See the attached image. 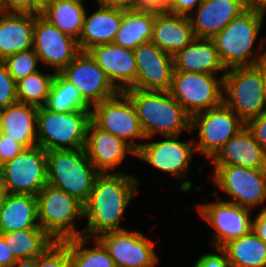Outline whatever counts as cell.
I'll use <instances>...</instances> for the list:
<instances>
[{
  "mask_svg": "<svg viewBox=\"0 0 266 267\" xmlns=\"http://www.w3.org/2000/svg\"><path fill=\"white\" fill-rule=\"evenodd\" d=\"M177 136H164L165 140L146 142L136 151V157L157 170L173 175L178 181L187 173L196 153L194 140L180 141Z\"/></svg>",
  "mask_w": 266,
  "mask_h": 267,
  "instance_id": "17",
  "label": "cell"
},
{
  "mask_svg": "<svg viewBox=\"0 0 266 267\" xmlns=\"http://www.w3.org/2000/svg\"><path fill=\"white\" fill-rule=\"evenodd\" d=\"M40 227L54 240L83 236L75 227L84 218L83 204L68 193L46 184L36 195Z\"/></svg>",
  "mask_w": 266,
  "mask_h": 267,
  "instance_id": "6",
  "label": "cell"
},
{
  "mask_svg": "<svg viewBox=\"0 0 266 267\" xmlns=\"http://www.w3.org/2000/svg\"><path fill=\"white\" fill-rule=\"evenodd\" d=\"M91 111L55 112L46 106L37 111V145L45 151L85 148Z\"/></svg>",
  "mask_w": 266,
  "mask_h": 267,
  "instance_id": "5",
  "label": "cell"
},
{
  "mask_svg": "<svg viewBox=\"0 0 266 267\" xmlns=\"http://www.w3.org/2000/svg\"><path fill=\"white\" fill-rule=\"evenodd\" d=\"M174 71L217 75L226 68L222 64L214 42L207 38H195L189 45L178 51L174 56Z\"/></svg>",
  "mask_w": 266,
  "mask_h": 267,
  "instance_id": "24",
  "label": "cell"
},
{
  "mask_svg": "<svg viewBox=\"0 0 266 267\" xmlns=\"http://www.w3.org/2000/svg\"><path fill=\"white\" fill-rule=\"evenodd\" d=\"M91 120L100 129L123 139L135 151L143 143L134 142V139L145 140L138 112L124 92H119L114 97L94 105L91 110Z\"/></svg>",
  "mask_w": 266,
  "mask_h": 267,
  "instance_id": "11",
  "label": "cell"
},
{
  "mask_svg": "<svg viewBox=\"0 0 266 267\" xmlns=\"http://www.w3.org/2000/svg\"><path fill=\"white\" fill-rule=\"evenodd\" d=\"M37 267H70L69 246L63 241H54L39 256Z\"/></svg>",
  "mask_w": 266,
  "mask_h": 267,
  "instance_id": "37",
  "label": "cell"
},
{
  "mask_svg": "<svg viewBox=\"0 0 266 267\" xmlns=\"http://www.w3.org/2000/svg\"><path fill=\"white\" fill-rule=\"evenodd\" d=\"M124 93L131 99L138 112L145 140L157 133L177 136L191 131V116L169 91L128 89Z\"/></svg>",
  "mask_w": 266,
  "mask_h": 267,
  "instance_id": "3",
  "label": "cell"
},
{
  "mask_svg": "<svg viewBox=\"0 0 266 267\" xmlns=\"http://www.w3.org/2000/svg\"><path fill=\"white\" fill-rule=\"evenodd\" d=\"M89 238L85 236L68 238L70 267H116L104 245L94 238V246L86 248Z\"/></svg>",
  "mask_w": 266,
  "mask_h": 267,
  "instance_id": "34",
  "label": "cell"
},
{
  "mask_svg": "<svg viewBox=\"0 0 266 267\" xmlns=\"http://www.w3.org/2000/svg\"><path fill=\"white\" fill-rule=\"evenodd\" d=\"M194 39L189 16L155 10L151 42L161 50L174 56Z\"/></svg>",
  "mask_w": 266,
  "mask_h": 267,
  "instance_id": "23",
  "label": "cell"
},
{
  "mask_svg": "<svg viewBox=\"0 0 266 267\" xmlns=\"http://www.w3.org/2000/svg\"><path fill=\"white\" fill-rule=\"evenodd\" d=\"M53 0H32V5L41 13Z\"/></svg>",
  "mask_w": 266,
  "mask_h": 267,
  "instance_id": "51",
  "label": "cell"
},
{
  "mask_svg": "<svg viewBox=\"0 0 266 267\" xmlns=\"http://www.w3.org/2000/svg\"><path fill=\"white\" fill-rule=\"evenodd\" d=\"M211 161L214 165L266 169V151L256 142L251 131L245 126L223 145Z\"/></svg>",
  "mask_w": 266,
  "mask_h": 267,
  "instance_id": "22",
  "label": "cell"
},
{
  "mask_svg": "<svg viewBox=\"0 0 266 267\" xmlns=\"http://www.w3.org/2000/svg\"><path fill=\"white\" fill-rule=\"evenodd\" d=\"M0 11L4 13L40 14L32 0H0Z\"/></svg>",
  "mask_w": 266,
  "mask_h": 267,
  "instance_id": "41",
  "label": "cell"
},
{
  "mask_svg": "<svg viewBox=\"0 0 266 267\" xmlns=\"http://www.w3.org/2000/svg\"><path fill=\"white\" fill-rule=\"evenodd\" d=\"M0 170L9 193L36 196L47 184V151L39 145L25 148Z\"/></svg>",
  "mask_w": 266,
  "mask_h": 267,
  "instance_id": "12",
  "label": "cell"
},
{
  "mask_svg": "<svg viewBox=\"0 0 266 267\" xmlns=\"http://www.w3.org/2000/svg\"><path fill=\"white\" fill-rule=\"evenodd\" d=\"M224 76L174 71L170 94L192 117L223 103Z\"/></svg>",
  "mask_w": 266,
  "mask_h": 267,
  "instance_id": "8",
  "label": "cell"
},
{
  "mask_svg": "<svg viewBox=\"0 0 266 267\" xmlns=\"http://www.w3.org/2000/svg\"><path fill=\"white\" fill-rule=\"evenodd\" d=\"M134 55L137 75L132 89L169 91L174 72L173 56L151 41L134 49Z\"/></svg>",
  "mask_w": 266,
  "mask_h": 267,
  "instance_id": "18",
  "label": "cell"
},
{
  "mask_svg": "<svg viewBox=\"0 0 266 267\" xmlns=\"http://www.w3.org/2000/svg\"><path fill=\"white\" fill-rule=\"evenodd\" d=\"M258 237L266 242V206L253 218V229Z\"/></svg>",
  "mask_w": 266,
  "mask_h": 267,
  "instance_id": "45",
  "label": "cell"
},
{
  "mask_svg": "<svg viewBox=\"0 0 266 267\" xmlns=\"http://www.w3.org/2000/svg\"><path fill=\"white\" fill-rule=\"evenodd\" d=\"M98 10L84 15L83 28L78 41L80 51L94 46L113 43L123 18V10L98 5Z\"/></svg>",
  "mask_w": 266,
  "mask_h": 267,
  "instance_id": "25",
  "label": "cell"
},
{
  "mask_svg": "<svg viewBox=\"0 0 266 267\" xmlns=\"http://www.w3.org/2000/svg\"><path fill=\"white\" fill-rule=\"evenodd\" d=\"M98 5L118 9L123 11H130L138 9V0H95Z\"/></svg>",
  "mask_w": 266,
  "mask_h": 267,
  "instance_id": "44",
  "label": "cell"
},
{
  "mask_svg": "<svg viewBox=\"0 0 266 267\" xmlns=\"http://www.w3.org/2000/svg\"><path fill=\"white\" fill-rule=\"evenodd\" d=\"M223 79V102L245 123L266 110L262 61L228 69Z\"/></svg>",
  "mask_w": 266,
  "mask_h": 267,
  "instance_id": "7",
  "label": "cell"
},
{
  "mask_svg": "<svg viewBox=\"0 0 266 267\" xmlns=\"http://www.w3.org/2000/svg\"><path fill=\"white\" fill-rule=\"evenodd\" d=\"M8 195H9V191L4 182V178L0 170V206L6 201Z\"/></svg>",
  "mask_w": 266,
  "mask_h": 267,
  "instance_id": "50",
  "label": "cell"
},
{
  "mask_svg": "<svg viewBox=\"0 0 266 267\" xmlns=\"http://www.w3.org/2000/svg\"><path fill=\"white\" fill-rule=\"evenodd\" d=\"M18 102L17 84L3 61L0 60V109Z\"/></svg>",
  "mask_w": 266,
  "mask_h": 267,
  "instance_id": "38",
  "label": "cell"
},
{
  "mask_svg": "<svg viewBox=\"0 0 266 267\" xmlns=\"http://www.w3.org/2000/svg\"><path fill=\"white\" fill-rule=\"evenodd\" d=\"M16 261L17 259L10 251L8 243L4 242L0 234V267H11Z\"/></svg>",
  "mask_w": 266,
  "mask_h": 267,
  "instance_id": "46",
  "label": "cell"
},
{
  "mask_svg": "<svg viewBox=\"0 0 266 267\" xmlns=\"http://www.w3.org/2000/svg\"><path fill=\"white\" fill-rule=\"evenodd\" d=\"M60 73L91 107L119 93L88 51H80Z\"/></svg>",
  "mask_w": 266,
  "mask_h": 267,
  "instance_id": "15",
  "label": "cell"
},
{
  "mask_svg": "<svg viewBox=\"0 0 266 267\" xmlns=\"http://www.w3.org/2000/svg\"><path fill=\"white\" fill-rule=\"evenodd\" d=\"M38 107L16 102L1 109L2 133L30 148L37 145Z\"/></svg>",
  "mask_w": 266,
  "mask_h": 267,
  "instance_id": "27",
  "label": "cell"
},
{
  "mask_svg": "<svg viewBox=\"0 0 266 267\" xmlns=\"http://www.w3.org/2000/svg\"><path fill=\"white\" fill-rule=\"evenodd\" d=\"M198 212L213 228L214 233L211 245L222 248L233 239L245 236L253 229L252 209L238 204L221 201L218 196L216 201L201 203Z\"/></svg>",
  "mask_w": 266,
  "mask_h": 267,
  "instance_id": "13",
  "label": "cell"
},
{
  "mask_svg": "<svg viewBox=\"0 0 266 267\" xmlns=\"http://www.w3.org/2000/svg\"><path fill=\"white\" fill-rule=\"evenodd\" d=\"M97 239L107 249L116 267H154L159 262L154 251L155 242L138 231H109Z\"/></svg>",
  "mask_w": 266,
  "mask_h": 267,
  "instance_id": "14",
  "label": "cell"
},
{
  "mask_svg": "<svg viewBox=\"0 0 266 267\" xmlns=\"http://www.w3.org/2000/svg\"><path fill=\"white\" fill-rule=\"evenodd\" d=\"M88 52L119 92L134 87L137 75L134 50L109 43L94 46Z\"/></svg>",
  "mask_w": 266,
  "mask_h": 267,
  "instance_id": "20",
  "label": "cell"
},
{
  "mask_svg": "<svg viewBox=\"0 0 266 267\" xmlns=\"http://www.w3.org/2000/svg\"><path fill=\"white\" fill-rule=\"evenodd\" d=\"M33 49L39 61L61 72L80 52L78 41L36 14Z\"/></svg>",
  "mask_w": 266,
  "mask_h": 267,
  "instance_id": "16",
  "label": "cell"
},
{
  "mask_svg": "<svg viewBox=\"0 0 266 267\" xmlns=\"http://www.w3.org/2000/svg\"><path fill=\"white\" fill-rule=\"evenodd\" d=\"M85 12L83 0H53L40 15L62 32L78 40Z\"/></svg>",
  "mask_w": 266,
  "mask_h": 267,
  "instance_id": "31",
  "label": "cell"
},
{
  "mask_svg": "<svg viewBox=\"0 0 266 267\" xmlns=\"http://www.w3.org/2000/svg\"><path fill=\"white\" fill-rule=\"evenodd\" d=\"M246 8H255L266 11V0H241Z\"/></svg>",
  "mask_w": 266,
  "mask_h": 267,
  "instance_id": "48",
  "label": "cell"
},
{
  "mask_svg": "<svg viewBox=\"0 0 266 267\" xmlns=\"http://www.w3.org/2000/svg\"><path fill=\"white\" fill-rule=\"evenodd\" d=\"M25 147L14 139L8 137L7 134L0 135V166L12 160L16 155L21 153Z\"/></svg>",
  "mask_w": 266,
  "mask_h": 267,
  "instance_id": "39",
  "label": "cell"
},
{
  "mask_svg": "<svg viewBox=\"0 0 266 267\" xmlns=\"http://www.w3.org/2000/svg\"><path fill=\"white\" fill-rule=\"evenodd\" d=\"M222 249L226 252L229 267H266V242L253 230L229 241Z\"/></svg>",
  "mask_w": 266,
  "mask_h": 267,
  "instance_id": "30",
  "label": "cell"
},
{
  "mask_svg": "<svg viewBox=\"0 0 266 267\" xmlns=\"http://www.w3.org/2000/svg\"><path fill=\"white\" fill-rule=\"evenodd\" d=\"M246 123L235 114L224 102L191 117V131L198 130V141L194 139L196 152L204 154L210 160L219 152L223 145Z\"/></svg>",
  "mask_w": 266,
  "mask_h": 267,
  "instance_id": "9",
  "label": "cell"
},
{
  "mask_svg": "<svg viewBox=\"0 0 266 267\" xmlns=\"http://www.w3.org/2000/svg\"><path fill=\"white\" fill-rule=\"evenodd\" d=\"M85 151L99 173H123L116 167L128 154L136 156V151L123 139L100 129L92 120L87 128Z\"/></svg>",
  "mask_w": 266,
  "mask_h": 267,
  "instance_id": "19",
  "label": "cell"
},
{
  "mask_svg": "<svg viewBox=\"0 0 266 267\" xmlns=\"http://www.w3.org/2000/svg\"><path fill=\"white\" fill-rule=\"evenodd\" d=\"M265 12L261 9L246 8L211 38L226 70L257 65L266 58V40L259 43L258 52L253 49L261 31Z\"/></svg>",
  "mask_w": 266,
  "mask_h": 267,
  "instance_id": "2",
  "label": "cell"
},
{
  "mask_svg": "<svg viewBox=\"0 0 266 267\" xmlns=\"http://www.w3.org/2000/svg\"><path fill=\"white\" fill-rule=\"evenodd\" d=\"M216 253H205L198 258L194 267H229L226 252L222 248H214Z\"/></svg>",
  "mask_w": 266,
  "mask_h": 267,
  "instance_id": "42",
  "label": "cell"
},
{
  "mask_svg": "<svg viewBox=\"0 0 266 267\" xmlns=\"http://www.w3.org/2000/svg\"><path fill=\"white\" fill-rule=\"evenodd\" d=\"M262 76L264 80V87H265V93H266V58L262 60Z\"/></svg>",
  "mask_w": 266,
  "mask_h": 267,
  "instance_id": "52",
  "label": "cell"
},
{
  "mask_svg": "<svg viewBox=\"0 0 266 267\" xmlns=\"http://www.w3.org/2000/svg\"><path fill=\"white\" fill-rule=\"evenodd\" d=\"M55 112L91 111L92 107L60 72H56L45 105Z\"/></svg>",
  "mask_w": 266,
  "mask_h": 267,
  "instance_id": "33",
  "label": "cell"
},
{
  "mask_svg": "<svg viewBox=\"0 0 266 267\" xmlns=\"http://www.w3.org/2000/svg\"><path fill=\"white\" fill-rule=\"evenodd\" d=\"M154 20L155 10L124 11L122 22L113 43L134 50L139 45L150 42Z\"/></svg>",
  "mask_w": 266,
  "mask_h": 267,
  "instance_id": "29",
  "label": "cell"
},
{
  "mask_svg": "<svg viewBox=\"0 0 266 267\" xmlns=\"http://www.w3.org/2000/svg\"><path fill=\"white\" fill-rule=\"evenodd\" d=\"M139 187L138 179L130 174L100 173L89 199L83 205L87 225L83 236L97 238L109 231L126 229L120 223Z\"/></svg>",
  "mask_w": 266,
  "mask_h": 267,
  "instance_id": "1",
  "label": "cell"
},
{
  "mask_svg": "<svg viewBox=\"0 0 266 267\" xmlns=\"http://www.w3.org/2000/svg\"><path fill=\"white\" fill-rule=\"evenodd\" d=\"M13 256L18 259L36 258L54 240L42 228H30L0 233Z\"/></svg>",
  "mask_w": 266,
  "mask_h": 267,
  "instance_id": "32",
  "label": "cell"
},
{
  "mask_svg": "<svg viewBox=\"0 0 266 267\" xmlns=\"http://www.w3.org/2000/svg\"><path fill=\"white\" fill-rule=\"evenodd\" d=\"M2 133V119H1V109H0V135Z\"/></svg>",
  "mask_w": 266,
  "mask_h": 267,
  "instance_id": "53",
  "label": "cell"
},
{
  "mask_svg": "<svg viewBox=\"0 0 266 267\" xmlns=\"http://www.w3.org/2000/svg\"><path fill=\"white\" fill-rule=\"evenodd\" d=\"M212 167L215 172L212 180L216 187L230 196L226 201L252 210L255 206L264 204L266 201V169L235 165Z\"/></svg>",
  "mask_w": 266,
  "mask_h": 267,
  "instance_id": "10",
  "label": "cell"
},
{
  "mask_svg": "<svg viewBox=\"0 0 266 267\" xmlns=\"http://www.w3.org/2000/svg\"><path fill=\"white\" fill-rule=\"evenodd\" d=\"M245 9L241 0H203L189 15L194 37L211 39Z\"/></svg>",
  "mask_w": 266,
  "mask_h": 267,
  "instance_id": "21",
  "label": "cell"
},
{
  "mask_svg": "<svg viewBox=\"0 0 266 267\" xmlns=\"http://www.w3.org/2000/svg\"><path fill=\"white\" fill-rule=\"evenodd\" d=\"M36 14L0 11V60L33 48Z\"/></svg>",
  "mask_w": 266,
  "mask_h": 267,
  "instance_id": "26",
  "label": "cell"
},
{
  "mask_svg": "<svg viewBox=\"0 0 266 267\" xmlns=\"http://www.w3.org/2000/svg\"><path fill=\"white\" fill-rule=\"evenodd\" d=\"M203 0H170L166 12L189 16Z\"/></svg>",
  "mask_w": 266,
  "mask_h": 267,
  "instance_id": "43",
  "label": "cell"
},
{
  "mask_svg": "<svg viewBox=\"0 0 266 267\" xmlns=\"http://www.w3.org/2000/svg\"><path fill=\"white\" fill-rule=\"evenodd\" d=\"M170 0H138V9L166 11Z\"/></svg>",
  "mask_w": 266,
  "mask_h": 267,
  "instance_id": "47",
  "label": "cell"
},
{
  "mask_svg": "<svg viewBox=\"0 0 266 267\" xmlns=\"http://www.w3.org/2000/svg\"><path fill=\"white\" fill-rule=\"evenodd\" d=\"M41 228L38 221L36 196L9 193L0 206V233Z\"/></svg>",
  "mask_w": 266,
  "mask_h": 267,
  "instance_id": "28",
  "label": "cell"
},
{
  "mask_svg": "<svg viewBox=\"0 0 266 267\" xmlns=\"http://www.w3.org/2000/svg\"><path fill=\"white\" fill-rule=\"evenodd\" d=\"M3 62L5 63L9 74L17 82L20 79L37 72L39 70L37 66L40 61L36 51L31 48L10 55L5 58Z\"/></svg>",
  "mask_w": 266,
  "mask_h": 267,
  "instance_id": "36",
  "label": "cell"
},
{
  "mask_svg": "<svg viewBox=\"0 0 266 267\" xmlns=\"http://www.w3.org/2000/svg\"><path fill=\"white\" fill-rule=\"evenodd\" d=\"M256 142L266 151V110L246 122Z\"/></svg>",
  "mask_w": 266,
  "mask_h": 267,
  "instance_id": "40",
  "label": "cell"
},
{
  "mask_svg": "<svg viewBox=\"0 0 266 267\" xmlns=\"http://www.w3.org/2000/svg\"><path fill=\"white\" fill-rule=\"evenodd\" d=\"M11 267H37V257L29 259H18Z\"/></svg>",
  "mask_w": 266,
  "mask_h": 267,
  "instance_id": "49",
  "label": "cell"
},
{
  "mask_svg": "<svg viewBox=\"0 0 266 267\" xmlns=\"http://www.w3.org/2000/svg\"><path fill=\"white\" fill-rule=\"evenodd\" d=\"M99 174L85 148L47 151V184L63 190L83 205Z\"/></svg>",
  "mask_w": 266,
  "mask_h": 267,
  "instance_id": "4",
  "label": "cell"
},
{
  "mask_svg": "<svg viewBox=\"0 0 266 267\" xmlns=\"http://www.w3.org/2000/svg\"><path fill=\"white\" fill-rule=\"evenodd\" d=\"M56 72L43 73L40 70L16 82L18 102L45 106L50 93V87Z\"/></svg>",
  "mask_w": 266,
  "mask_h": 267,
  "instance_id": "35",
  "label": "cell"
}]
</instances>
